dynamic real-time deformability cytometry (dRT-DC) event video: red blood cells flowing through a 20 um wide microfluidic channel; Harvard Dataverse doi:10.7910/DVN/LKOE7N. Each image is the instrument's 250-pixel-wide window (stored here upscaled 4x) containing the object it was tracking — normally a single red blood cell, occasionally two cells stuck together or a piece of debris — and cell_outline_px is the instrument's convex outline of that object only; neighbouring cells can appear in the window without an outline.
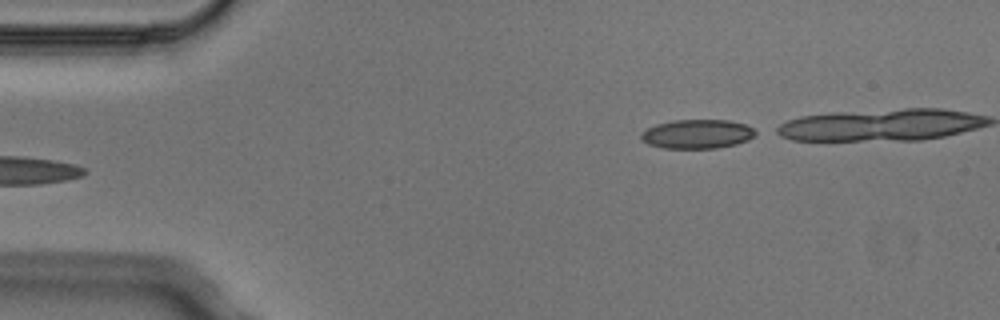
{"species": "Egyptian fruit bat (a non-hibernating species)", "species_latin": "Rousettus aegyptiacus", "temperature_condition": "cold", "stored_images_in_passage": 5, "segment_of_instrument_passage": [2, 2], "camera_frame_rate_fps": 3000, "um_per_image_px": 0.085, "animal": {"sex": "male"}, "frame": {"image": 1, "passage_image": 5, "time_ms": 1.333, "image_size_px": [1000, 320], "cell_outline_px": [[760, 132], [756, 136], [748, 140], [736, 144], [716, 148], [664, 148], [648, 144], [640, 140], [640, 132], [656, 124], [676, 120], [728, 120], [744, 124]], "centroid_in_image_um": [59.27, 11.39], "position_along_channel_um": 25.7, "area_um2": 19.54}}